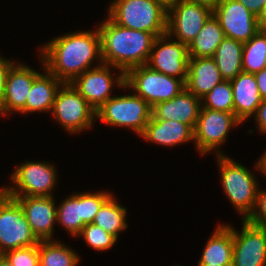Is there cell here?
Segmentation results:
<instances>
[{
	"label": "cell",
	"mask_w": 266,
	"mask_h": 266,
	"mask_svg": "<svg viewBox=\"0 0 266 266\" xmlns=\"http://www.w3.org/2000/svg\"><path fill=\"white\" fill-rule=\"evenodd\" d=\"M236 1L243 4L256 17L260 13L263 6L266 4V0H236Z\"/></svg>",
	"instance_id": "36"
},
{
	"label": "cell",
	"mask_w": 266,
	"mask_h": 266,
	"mask_svg": "<svg viewBox=\"0 0 266 266\" xmlns=\"http://www.w3.org/2000/svg\"><path fill=\"white\" fill-rule=\"evenodd\" d=\"M243 43L225 37L217 47L213 59L224 80H231L242 72Z\"/></svg>",
	"instance_id": "26"
},
{
	"label": "cell",
	"mask_w": 266,
	"mask_h": 266,
	"mask_svg": "<svg viewBox=\"0 0 266 266\" xmlns=\"http://www.w3.org/2000/svg\"><path fill=\"white\" fill-rule=\"evenodd\" d=\"M97 29L103 63L124 73L133 67L146 65L157 37L154 33L122 27L109 17Z\"/></svg>",
	"instance_id": "2"
},
{
	"label": "cell",
	"mask_w": 266,
	"mask_h": 266,
	"mask_svg": "<svg viewBox=\"0 0 266 266\" xmlns=\"http://www.w3.org/2000/svg\"><path fill=\"white\" fill-rule=\"evenodd\" d=\"M224 78L212 57H190L186 89L202 99Z\"/></svg>",
	"instance_id": "20"
},
{
	"label": "cell",
	"mask_w": 266,
	"mask_h": 266,
	"mask_svg": "<svg viewBox=\"0 0 266 266\" xmlns=\"http://www.w3.org/2000/svg\"><path fill=\"white\" fill-rule=\"evenodd\" d=\"M44 74H40L32 84L28 93L26 105L20 113L44 112L52 110L56 94L63 82L49 73L43 63Z\"/></svg>",
	"instance_id": "23"
},
{
	"label": "cell",
	"mask_w": 266,
	"mask_h": 266,
	"mask_svg": "<svg viewBox=\"0 0 266 266\" xmlns=\"http://www.w3.org/2000/svg\"><path fill=\"white\" fill-rule=\"evenodd\" d=\"M38 244L20 204L3 193L0 196V255Z\"/></svg>",
	"instance_id": "8"
},
{
	"label": "cell",
	"mask_w": 266,
	"mask_h": 266,
	"mask_svg": "<svg viewBox=\"0 0 266 266\" xmlns=\"http://www.w3.org/2000/svg\"><path fill=\"white\" fill-rule=\"evenodd\" d=\"M258 129L266 133V99H263L254 114Z\"/></svg>",
	"instance_id": "35"
},
{
	"label": "cell",
	"mask_w": 266,
	"mask_h": 266,
	"mask_svg": "<svg viewBox=\"0 0 266 266\" xmlns=\"http://www.w3.org/2000/svg\"><path fill=\"white\" fill-rule=\"evenodd\" d=\"M127 209L116 201L113 194L102 204L95 215L93 224L118 239L119 232L128 227L126 223Z\"/></svg>",
	"instance_id": "27"
},
{
	"label": "cell",
	"mask_w": 266,
	"mask_h": 266,
	"mask_svg": "<svg viewBox=\"0 0 266 266\" xmlns=\"http://www.w3.org/2000/svg\"><path fill=\"white\" fill-rule=\"evenodd\" d=\"M233 230L232 266H266V229L242 222V231Z\"/></svg>",
	"instance_id": "15"
},
{
	"label": "cell",
	"mask_w": 266,
	"mask_h": 266,
	"mask_svg": "<svg viewBox=\"0 0 266 266\" xmlns=\"http://www.w3.org/2000/svg\"><path fill=\"white\" fill-rule=\"evenodd\" d=\"M137 92L151 107L167 101L186 89L185 82L150 69L147 65L136 66L125 73V85Z\"/></svg>",
	"instance_id": "5"
},
{
	"label": "cell",
	"mask_w": 266,
	"mask_h": 266,
	"mask_svg": "<svg viewBox=\"0 0 266 266\" xmlns=\"http://www.w3.org/2000/svg\"><path fill=\"white\" fill-rule=\"evenodd\" d=\"M55 120L70 133L83 132L92 127L95 110L71 83H63L52 106Z\"/></svg>",
	"instance_id": "9"
},
{
	"label": "cell",
	"mask_w": 266,
	"mask_h": 266,
	"mask_svg": "<svg viewBox=\"0 0 266 266\" xmlns=\"http://www.w3.org/2000/svg\"><path fill=\"white\" fill-rule=\"evenodd\" d=\"M222 187L231 204L246 220L253 212L258 192V181L248 168L218 151Z\"/></svg>",
	"instance_id": "4"
},
{
	"label": "cell",
	"mask_w": 266,
	"mask_h": 266,
	"mask_svg": "<svg viewBox=\"0 0 266 266\" xmlns=\"http://www.w3.org/2000/svg\"><path fill=\"white\" fill-rule=\"evenodd\" d=\"M266 68V30L258 32L243 43L242 71L255 74Z\"/></svg>",
	"instance_id": "29"
},
{
	"label": "cell",
	"mask_w": 266,
	"mask_h": 266,
	"mask_svg": "<svg viewBox=\"0 0 266 266\" xmlns=\"http://www.w3.org/2000/svg\"><path fill=\"white\" fill-rule=\"evenodd\" d=\"M11 180L15 187H2L9 197L53 196L57 174L51 163L26 161L15 168Z\"/></svg>",
	"instance_id": "7"
},
{
	"label": "cell",
	"mask_w": 266,
	"mask_h": 266,
	"mask_svg": "<svg viewBox=\"0 0 266 266\" xmlns=\"http://www.w3.org/2000/svg\"><path fill=\"white\" fill-rule=\"evenodd\" d=\"M80 257L60 241H39V266H77Z\"/></svg>",
	"instance_id": "28"
},
{
	"label": "cell",
	"mask_w": 266,
	"mask_h": 266,
	"mask_svg": "<svg viewBox=\"0 0 266 266\" xmlns=\"http://www.w3.org/2000/svg\"><path fill=\"white\" fill-rule=\"evenodd\" d=\"M96 112V118L111 126L129 127L140 135L152 117V107L136 94L111 96Z\"/></svg>",
	"instance_id": "6"
},
{
	"label": "cell",
	"mask_w": 266,
	"mask_h": 266,
	"mask_svg": "<svg viewBox=\"0 0 266 266\" xmlns=\"http://www.w3.org/2000/svg\"><path fill=\"white\" fill-rule=\"evenodd\" d=\"M45 69L63 83H71L91 67L95 59L102 61L100 35L94 31H76L55 37L40 48Z\"/></svg>",
	"instance_id": "1"
},
{
	"label": "cell",
	"mask_w": 266,
	"mask_h": 266,
	"mask_svg": "<svg viewBox=\"0 0 266 266\" xmlns=\"http://www.w3.org/2000/svg\"><path fill=\"white\" fill-rule=\"evenodd\" d=\"M169 38L172 37L167 33L155 38L146 65L154 71L179 78L186 83L190 58L187 45Z\"/></svg>",
	"instance_id": "14"
},
{
	"label": "cell",
	"mask_w": 266,
	"mask_h": 266,
	"mask_svg": "<svg viewBox=\"0 0 266 266\" xmlns=\"http://www.w3.org/2000/svg\"><path fill=\"white\" fill-rule=\"evenodd\" d=\"M257 25L259 30H266V4L257 15Z\"/></svg>",
	"instance_id": "38"
},
{
	"label": "cell",
	"mask_w": 266,
	"mask_h": 266,
	"mask_svg": "<svg viewBox=\"0 0 266 266\" xmlns=\"http://www.w3.org/2000/svg\"><path fill=\"white\" fill-rule=\"evenodd\" d=\"M246 221L266 229V190H260L259 187L253 212Z\"/></svg>",
	"instance_id": "33"
},
{
	"label": "cell",
	"mask_w": 266,
	"mask_h": 266,
	"mask_svg": "<svg viewBox=\"0 0 266 266\" xmlns=\"http://www.w3.org/2000/svg\"><path fill=\"white\" fill-rule=\"evenodd\" d=\"M201 101L203 108L234 114L233 91L230 80H224L216 85Z\"/></svg>",
	"instance_id": "30"
},
{
	"label": "cell",
	"mask_w": 266,
	"mask_h": 266,
	"mask_svg": "<svg viewBox=\"0 0 266 266\" xmlns=\"http://www.w3.org/2000/svg\"><path fill=\"white\" fill-rule=\"evenodd\" d=\"M257 170L262 172L264 176L266 177V151L262 155V157L259 159L257 163H255Z\"/></svg>",
	"instance_id": "40"
},
{
	"label": "cell",
	"mask_w": 266,
	"mask_h": 266,
	"mask_svg": "<svg viewBox=\"0 0 266 266\" xmlns=\"http://www.w3.org/2000/svg\"><path fill=\"white\" fill-rule=\"evenodd\" d=\"M107 17L114 23L161 36L167 32L168 4L164 0H114Z\"/></svg>",
	"instance_id": "3"
},
{
	"label": "cell",
	"mask_w": 266,
	"mask_h": 266,
	"mask_svg": "<svg viewBox=\"0 0 266 266\" xmlns=\"http://www.w3.org/2000/svg\"><path fill=\"white\" fill-rule=\"evenodd\" d=\"M27 65L15 62L10 66L5 79V92L0 107V115L20 112L26 105L33 81L40 75Z\"/></svg>",
	"instance_id": "18"
},
{
	"label": "cell",
	"mask_w": 266,
	"mask_h": 266,
	"mask_svg": "<svg viewBox=\"0 0 266 266\" xmlns=\"http://www.w3.org/2000/svg\"><path fill=\"white\" fill-rule=\"evenodd\" d=\"M79 236H82L89 246L98 251L110 249L117 242V238L105 232L101 227L90 223L86 224Z\"/></svg>",
	"instance_id": "31"
},
{
	"label": "cell",
	"mask_w": 266,
	"mask_h": 266,
	"mask_svg": "<svg viewBox=\"0 0 266 266\" xmlns=\"http://www.w3.org/2000/svg\"><path fill=\"white\" fill-rule=\"evenodd\" d=\"M167 4L174 1V0H164Z\"/></svg>",
	"instance_id": "43"
},
{
	"label": "cell",
	"mask_w": 266,
	"mask_h": 266,
	"mask_svg": "<svg viewBox=\"0 0 266 266\" xmlns=\"http://www.w3.org/2000/svg\"><path fill=\"white\" fill-rule=\"evenodd\" d=\"M186 1L203 5L210 8L211 10H214L221 0H186Z\"/></svg>",
	"instance_id": "39"
},
{
	"label": "cell",
	"mask_w": 266,
	"mask_h": 266,
	"mask_svg": "<svg viewBox=\"0 0 266 266\" xmlns=\"http://www.w3.org/2000/svg\"><path fill=\"white\" fill-rule=\"evenodd\" d=\"M233 91L234 115L243 123L255 114L262 102L254 74L240 72L230 80Z\"/></svg>",
	"instance_id": "21"
},
{
	"label": "cell",
	"mask_w": 266,
	"mask_h": 266,
	"mask_svg": "<svg viewBox=\"0 0 266 266\" xmlns=\"http://www.w3.org/2000/svg\"><path fill=\"white\" fill-rule=\"evenodd\" d=\"M14 63L9 59H4L0 56V107L5 92V79L10 66Z\"/></svg>",
	"instance_id": "34"
},
{
	"label": "cell",
	"mask_w": 266,
	"mask_h": 266,
	"mask_svg": "<svg viewBox=\"0 0 266 266\" xmlns=\"http://www.w3.org/2000/svg\"><path fill=\"white\" fill-rule=\"evenodd\" d=\"M0 266H12V265L3 255H0Z\"/></svg>",
	"instance_id": "41"
},
{
	"label": "cell",
	"mask_w": 266,
	"mask_h": 266,
	"mask_svg": "<svg viewBox=\"0 0 266 266\" xmlns=\"http://www.w3.org/2000/svg\"><path fill=\"white\" fill-rule=\"evenodd\" d=\"M111 68L120 71V75L116 78L113 77L112 72H110ZM71 84L96 111L111 98L114 84L118 87L125 85V73L117 67L99 61L96 67L94 66L80 74Z\"/></svg>",
	"instance_id": "12"
},
{
	"label": "cell",
	"mask_w": 266,
	"mask_h": 266,
	"mask_svg": "<svg viewBox=\"0 0 266 266\" xmlns=\"http://www.w3.org/2000/svg\"><path fill=\"white\" fill-rule=\"evenodd\" d=\"M139 136L162 146L174 147L194 140V131L187 124L175 120H156L151 117Z\"/></svg>",
	"instance_id": "22"
},
{
	"label": "cell",
	"mask_w": 266,
	"mask_h": 266,
	"mask_svg": "<svg viewBox=\"0 0 266 266\" xmlns=\"http://www.w3.org/2000/svg\"><path fill=\"white\" fill-rule=\"evenodd\" d=\"M198 266H219V265H212V264H201V263H198Z\"/></svg>",
	"instance_id": "42"
},
{
	"label": "cell",
	"mask_w": 266,
	"mask_h": 266,
	"mask_svg": "<svg viewBox=\"0 0 266 266\" xmlns=\"http://www.w3.org/2000/svg\"><path fill=\"white\" fill-rule=\"evenodd\" d=\"M201 102V99L184 89L174 98L152 107V117L156 120H175L187 124L194 131L202 107Z\"/></svg>",
	"instance_id": "19"
},
{
	"label": "cell",
	"mask_w": 266,
	"mask_h": 266,
	"mask_svg": "<svg viewBox=\"0 0 266 266\" xmlns=\"http://www.w3.org/2000/svg\"><path fill=\"white\" fill-rule=\"evenodd\" d=\"M233 230L228 225H219L207 241L198 263L232 266Z\"/></svg>",
	"instance_id": "24"
},
{
	"label": "cell",
	"mask_w": 266,
	"mask_h": 266,
	"mask_svg": "<svg viewBox=\"0 0 266 266\" xmlns=\"http://www.w3.org/2000/svg\"><path fill=\"white\" fill-rule=\"evenodd\" d=\"M224 38L218 19L212 14L187 46L188 54L190 57H213Z\"/></svg>",
	"instance_id": "25"
},
{
	"label": "cell",
	"mask_w": 266,
	"mask_h": 266,
	"mask_svg": "<svg viewBox=\"0 0 266 266\" xmlns=\"http://www.w3.org/2000/svg\"><path fill=\"white\" fill-rule=\"evenodd\" d=\"M54 196L11 197L23 209L32 232L39 241L54 240V223L57 222V207Z\"/></svg>",
	"instance_id": "17"
},
{
	"label": "cell",
	"mask_w": 266,
	"mask_h": 266,
	"mask_svg": "<svg viewBox=\"0 0 266 266\" xmlns=\"http://www.w3.org/2000/svg\"><path fill=\"white\" fill-rule=\"evenodd\" d=\"M3 256L12 266H39V244L10 250Z\"/></svg>",
	"instance_id": "32"
},
{
	"label": "cell",
	"mask_w": 266,
	"mask_h": 266,
	"mask_svg": "<svg viewBox=\"0 0 266 266\" xmlns=\"http://www.w3.org/2000/svg\"><path fill=\"white\" fill-rule=\"evenodd\" d=\"M254 76L257 81V86L261 98L266 99V68L255 73Z\"/></svg>",
	"instance_id": "37"
},
{
	"label": "cell",
	"mask_w": 266,
	"mask_h": 266,
	"mask_svg": "<svg viewBox=\"0 0 266 266\" xmlns=\"http://www.w3.org/2000/svg\"><path fill=\"white\" fill-rule=\"evenodd\" d=\"M111 195L106 191L69 195L57 207V223L71 236L79 237L82 228L93 222L100 207Z\"/></svg>",
	"instance_id": "10"
},
{
	"label": "cell",
	"mask_w": 266,
	"mask_h": 266,
	"mask_svg": "<svg viewBox=\"0 0 266 266\" xmlns=\"http://www.w3.org/2000/svg\"><path fill=\"white\" fill-rule=\"evenodd\" d=\"M242 122L233 114L201 107L194 128L195 146L202 155L220 147L230 129Z\"/></svg>",
	"instance_id": "13"
},
{
	"label": "cell",
	"mask_w": 266,
	"mask_h": 266,
	"mask_svg": "<svg viewBox=\"0 0 266 266\" xmlns=\"http://www.w3.org/2000/svg\"><path fill=\"white\" fill-rule=\"evenodd\" d=\"M4 192H3V189L1 188L0 189V196L3 194Z\"/></svg>",
	"instance_id": "44"
},
{
	"label": "cell",
	"mask_w": 266,
	"mask_h": 266,
	"mask_svg": "<svg viewBox=\"0 0 266 266\" xmlns=\"http://www.w3.org/2000/svg\"><path fill=\"white\" fill-rule=\"evenodd\" d=\"M213 14L227 38L244 43L259 30L257 17L236 0H221Z\"/></svg>",
	"instance_id": "16"
},
{
	"label": "cell",
	"mask_w": 266,
	"mask_h": 266,
	"mask_svg": "<svg viewBox=\"0 0 266 266\" xmlns=\"http://www.w3.org/2000/svg\"><path fill=\"white\" fill-rule=\"evenodd\" d=\"M212 14L213 10L206 6L174 0L168 3L166 33L188 46Z\"/></svg>",
	"instance_id": "11"
}]
</instances>
